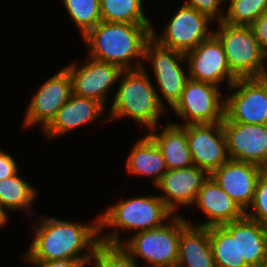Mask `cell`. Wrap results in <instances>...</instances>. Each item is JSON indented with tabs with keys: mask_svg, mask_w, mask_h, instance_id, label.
Masks as SVG:
<instances>
[{
	"mask_svg": "<svg viewBox=\"0 0 267 267\" xmlns=\"http://www.w3.org/2000/svg\"><path fill=\"white\" fill-rule=\"evenodd\" d=\"M227 151L231 160L259 165L267 170V126L223 119Z\"/></svg>",
	"mask_w": 267,
	"mask_h": 267,
	"instance_id": "9a60e30c",
	"label": "cell"
},
{
	"mask_svg": "<svg viewBox=\"0 0 267 267\" xmlns=\"http://www.w3.org/2000/svg\"><path fill=\"white\" fill-rule=\"evenodd\" d=\"M213 34L221 42L230 71L237 78L267 76V56L257 42L251 26H233L218 22Z\"/></svg>",
	"mask_w": 267,
	"mask_h": 267,
	"instance_id": "8992f818",
	"label": "cell"
},
{
	"mask_svg": "<svg viewBox=\"0 0 267 267\" xmlns=\"http://www.w3.org/2000/svg\"><path fill=\"white\" fill-rule=\"evenodd\" d=\"M209 236L216 267H250L239 263L238 220L209 227Z\"/></svg>",
	"mask_w": 267,
	"mask_h": 267,
	"instance_id": "cb8c5ba5",
	"label": "cell"
},
{
	"mask_svg": "<svg viewBox=\"0 0 267 267\" xmlns=\"http://www.w3.org/2000/svg\"><path fill=\"white\" fill-rule=\"evenodd\" d=\"M245 216L267 226V170L259 177L253 201Z\"/></svg>",
	"mask_w": 267,
	"mask_h": 267,
	"instance_id": "f546056e",
	"label": "cell"
},
{
	"mask_svg": "<svg viewBox=\"0 0 267 267\" xmlns=\"http://www.w3.org/2000/svg\"><path fill=\"white\" fill-rule=\"evenodd\" d=\"M185 55L192 80L219 86L226 79L229 88L238 79L230 71L224 48L214 34Z\"/></svg>",
	"mask_w": 267,
	"mask_h": 267,
	"instance_id": "5bb4252c",
	"label": "cell"
},
{
	"mask_svg": "<svg viewBox=\"0 0 267 267\" xmlns=\"http://www.w3.org/2000/svg\"><path fill=\"white\" fill-rule=\"evenodd\" d=\"M225 0H185L184 5L195 8L198 12L206 14L213 21L223 20L224 11L220 9Z\"/></svg>",
	"mask_w": 267,
	"mask_h": 267,
	"instance_id": "4dcf8cb0",
	"label": "cell"
},
{
	"mask_svg": "<svg viewBox=\"0 0 267 267\" xmlns=\"http://www.w3.org/2000/svg\"><path fill=\"white\" fill-rule=\"evenodd\" d=\"M38 191L22 179L18 173L12 177L0 180V205L8 211H24L33 215L32 206L37 197Z\"/></svg>",
	"mask_w": 267,
	"mask_h": 267,
	"instance_id": "d4e9b609",
	"label": "cell"
},
{
	"mask_svg": "<svg viewBox=\"0 0 267 267\" xmlns=\"http://www.w3.org/2000/svg\"><path fill=\"white\" fill-rule=\"evenodd\" d=\"M264 171L259 165L229 159L210 176L246 211L253 201L257 182Z\"/></svg>",
	"mask_w": 267,
	"mask_h": 267,
	"instance_id": "e0dca14e",
	"label": "cell"
},
{
	"mask_svg": "<svg viewBox=\"0 0 267 267\" xmlns=\"http://www.w3.org/2000/svg\"><path fill=\"white\" fill-rule=\"evenodd\" d=\"M17 165L14 157L0 148V180L19 173V167Z\"/></svg>",
	"mask_w": 267,
	"mask_h": 267,
	"instance_id": "1f68e13d",
	"label": "cell"
},
{
	"mask_svg": "<svg viewBox=\"0 0 267 267\" xmlns=\"http://www.w3.org/2000/svg\"><path fill=\"white\" fill-rule=\"evenodd\" d=\"M206 222L194 224L199 227L223 226L245 216V211L209 176L199 190L194 202Z\"/></svg>",
	"mask_w": 267,
	"mask_h": 267,
	"instance_id": "d6986e66",
	"label": "cell"
},
{
	"mask_svg": "<svg viewBox=\"0 0 267 267\" xmlns=\"http://www.w3.org/2000/svg\"><path fill=\"white\" fill-rule=\"evenodd\" d=\"M126 170L134 176L152 177L153 185L167 171L162 152L147 133L134 144L127 158Z\"/></svg>",
	"mask_w": 267,
	"mask_h": 267,
	"instance_id": "7402d4cb",
	"label": "cell"
},
{
	"mask_svg": "<svg viewBox=\"0 0 267 267\" xmlns=\"http://www.w3.org/2000/svg\"><path fill=\"white\" fill-rule=\"evenodd\" d=\"M180 126L186 131L193 165L209 176L230 159L222 123Z\"/></svg>",
	"mask_w": 267,
	"mask_h": 267,
	"instance_id": "8fae6325",
	"label": "cell"
},
{
	"mask_svg": "<svg viewBox=\"0 0 267 267\" xmlns=\"http://www.w3.org/2000/svg\"><path fill=\"white\" fill-rule=\"evenodd\" d=\"M174 214L167 208L163 200L158 196H136L116 202L99 215L100 243L112 246H120L123 239L120 230L146 231L162 226ZM113 228L114 232H106L104 229Z\"/></svg>",
	"mask_w": 267,
	"mask_h": 267,
	"instance_id": "277c9868",
	"label": "cell"
},
{
	"mask_svg": "<svg viewBox=\"0 0 267 267\" xmlns=\"http://www.w3.org/2000/svg\"><path fill=\"white\" fill-rule=\"evenodd\" d=\"M82 37L102 21L100 0H62Z\"/></svg>",
	"mask_w": 267,
	"mask_h": 267,
	"instance_id": "83f0119b",
	"label": "cell"
},
{
	"mask_svg": "<svg viewBox=\"0 0 267 267\" xmlns=\"http://www.w3.org/2000/svg\"><path fill=\"white\" fill-rule=\"evenodd\" d=\"M37 223H32L34 238L22 257L25 261L93 259L100 244L99 215L90 224L46 215Z\"/></svg>",
	"mask_w": 267,
	"mask_h": 267,
	"instance_id": "6da1fadb",
	"label": "cell"
},
{
	"mask_svg": "<svg viewBox=\"0 0 267 267\" xmlns=\"http://www.w3.org/2000/svg\"><path fill=\"white\" fill-rule=\"evenodd\" d=\"M159 132L157 126L148 130L147 134L162 152L167 170H175L193 165L189 151L186 131L180 126L167 122ZM158 132V133H156Z\"/></svg>",
	"mask_w": 267,
	"mask_h": 267,
	"instance_id": "44dd1931",
	"label": "cell"
},
{
	"mask_svg": "<svg viewBox=\"0 0 267 267\" xmlns=\"http://www.w3.org/2000/svg\"><path fill=\"white\" fill-rule=\"evenodd\" d=\"M265 125L267 126V114H266V118H265Z\"/></svg>",
	"mask_w": 267,
	"mask_h": 267,
	"instance_id": "8d00e7d4",
	"label": "cell"
},
{
	"mask_svg": "<svg viewBox=\"0 0 267 267\" xmlns=\"http://www.w3.org/2000/svg\"><path fill=\"white\" fill-rule=\"evenodd\" d=\"M118 89L111 102L108 121L131 118L148 130L159 127V119L166 109L159 103L155 85L144 68L123 70Z\"/></svg>",
	"mask_w": 267,
	"mask_h": 267,
	"instance_id": "3957f363",
	"label": "cell"
},
{
	"mask_svg": "<svg viewBox=\"0 0 267 267\" xmlns=\"http://www.w3.org/2000/svg\"><path fill=\"white\" fill-rule=\"evenodd\" d=\"M183 124L222 123L225 118V97L219 86L189 79L180 100L172 108Z\"/></svg>",
	"mask_w": 267,
	"mask_h": 267,
	"instance_id": "ba28073f",
	"label": "cell"
},
{
	"mask_svg": "<svg viewBox=\"0 0 267 267\" xmlns=\"http://www.w3.org/2000/svg\"><path fill=\"white\" fill-rule=\"evenodd\" d=\"M258 267H267V260L262 262Z\"/></svg>",
	"mask_w": 267,
	"mask_h": 267,
	"instance_id": "d590c367",
	"label": "cell"
},
{
	"mask_svg": "<svg viewBox=\"0 0 267 267\" xmlns=\"http://www.w3.org/2000/svg\"><path fill=\"white\" fill-rule=\"evenodd\" d=\"M251 27L256 35L257 42L267 56V12H264L258 19H256Z\"/></svg>",
	"mask_w": 267,
	"mask_h": 267,
	"instance_id": "d6a6232c",
	"label": "cell"
},
{
	"mask_svg": "<svg viewBox=\"0 0 267 267\" xmlns=\"http://www.w3.org/2000/svg\"><path fill=\"white\" fill-rule=\"evenodd\" d=\"M93 267H139L136 262L121 246H112L100 243L90 261Z\"/></svg>",
	"mask_w": 267,
	"mask_h": 267,
	"instance_id": "f1b7e54d",
	"label": "cell"
},
{
	"mask_svg": "<svg viewBox=\"0 0 267 267\" xmlns=\"http://www.w3.org/2000/svg\"><path fill=\"white\" fill-rule=\"evenodd\" d=\"M143 0H100L102 21L152 24L144 12Z\"/></svg>",
	"mask_w": 267,
	"mask_h": 267,
	"instance_id": "484cf974",
	"label": "cell"
},
{
	"mask_svg": "<svg viewBox=\"0 0 267 267\" xmlns=\"http://www.w3.org/2000/svg\"><path fill=\"white\" fill-rule=\"evenodd\" d=\"M162 226L134 233L120 245L136 262L143 258L146 267H176L180 232L189 224L180 214Z\"/></svg>",
	"mask_w": 267,
	"mask_h": 267,
	"instance_id": "5b68a950",
	"label": "cell"
},
{
	"mask_svg": "<svg viewBox=\"0 0 267 267\" xmlns=\"http://www.w3.org/2000/svg\"><path fill=\"white\" fill-rule=\"evenodd\" d=\"M9 212H7L1 205H0V229L2 227H4V225L8 222L9 220V215L7 214Z\"/></svg>",
	"mask_w": 267,
	"mask_h": 267,
	"instance_id": "e575fe53",
	"label": "cell"
},
{
	"mask_svg": "<svg viewBox=\"0 0 267 267\" xmlns=\"http://www.w3.org/2000/svg\"><path fill=\"white\" fill-rule=\"evenodd\" d=\"M86 58L79 68L75 62L65 66L71 77L72 94L95 99L107 108L110 88L118 81L123 70L114 64Z\"/></svg>",
	"mask_w": 267,
	"mask_h": 267,
	"instance_id": "4fadbf2b",
	"label": "cell"
},
{
	"mask_svg": "<svg viewBox=\"0 0 267 267\" xmlns=\"http://www.w3.org/2000/svg\"><path fill=\"white\" fill-rule=\"evenodd\" d=\"M227 91L229 94L225 96V118L228 121L254 125L265 124L267 76L238 78Z\"/></svg>",
	"mask_w": 267,
	"mask_h": 267,
	"instance_id": "30bf717a",
	"label": "cell"
},
{
	"mask_svg": "<svg viewBox=\"0 0 267 267\" xmlns=\"http://www.w3.org/2000/svg\"><path fill=\"white\" fill-rule=\"evenodd\" d=\"M189 223L181 232L176 267H216L209 228Z\"/></svg>",
	"mask_w": 267,
	"mask_h": 267,
	"instance_id": "ffe728a7",
	"label": "cell"
},
{
	"mask_svg": "<svg viewBox=\"0 0 267 267\" xmlns=\"http://www.w3.org/2000/svg\"><path fill=\"white\" fill-rule=\"evenodd\" d=\"M92 259H70L56 261H26L35 267H86Z\"/></svg>",
	"mask_w": 267,
	"mask_h": 267,
	"instance_id": "836d02e7",
	"label": "cell"
},
{
	"mask_svg": "<svg viewBox=\"0 0 267 267\" xmlns=\"http://www.w3.org/2000/svg\"><path fill=\"white\" fill-rule=\"evenodd\" d=\"M152 27L153 24L101 21L82 38L90 50L88 57L117 65L122 70L139 69L144 65V49Z\"/></svg>",
	"mask_w": 267,
	"mask_h": 267,
	"instance_id": "7a4b0ae2",
	"label": "cell"
},
{
	"mask_svg": "<svg viewBox=\"0 0 267 267\" xmlns=\"http://www.w3.org/2000/svg\"><path fill=\"white\" fill-rule=\"evenodd\" d=\"M105 110H107L106 107L95 99L72 94L42 134L47 140L61 137L83 125L94 123L104 116L105 112L107 113Z\"/></svg>",
	"mask_w": 267,
	"mask_h": 267,
	"instance_id": "ac0fdd59",
	"label": "cell"
},
{
	"mask_svg": "<svg viewBox=\"0 0 267 267\" xmlns=\"http://www.w3.org/2000/svg\"><path fill=\"white\" fill-rule=\"evenodd\" d=\"M211 22L213 20L206 14L183 4L163 26L162 34L157 35L152 27L151 37L162 46L186 54L213 34Z\"/></svg>",
	"mask_w": 267,
	"mask_h": 267,
	"instance_id": "9c48e42d",
	"label": "cell"
},
{
	"mask_svg": "<svg viewBox=\"0 0 267 267\" xmlns=\"http://www.w3.org/2000/svg\"><path fill=\"white\" fill-rule=\"evenodd\" d=\"M239 263L258 267L267 260V226L246 216L238 220Z\"/></svg>",
	"mask_w": 267,
	"mask_h": 267,
	"instance_id": "603a6c76",
	"label": "cell"
},
{
	"mask_svg": "<svg viewBox=\"0 0 267 267\" xmlns=\"http://www.w3.org/2000/svg\"><path fill=\"white\" fill-rule=\"evenodd\" d=\"M71 95L72 81L68 70L64 67L47 79L32 97L26 108L23 127L40 125L43 131Z\"/></svg>",
	"mask_w": 267,
	"mask_h": 267,
	"instance_id": "7c38bea8",
	"label": "cell"
},
{
	"mask_svg": "<svg viewBox=\"0 0 267 267\" xmlns=\"http://www.w3.org/2000/svg\"><path fill=\"white\" fill-rule=\"evenodd\" d=\"M209 175L195 165L167 170L154 187L161 190L158 196L167 208L177 215L180 206H194V202L204 181Z\"/></svg>",
	"mask_w": 267,
	"mask_h": 267,
	"instance_id": "2e32d148",
	"label": "cell"
},
{
	"mask_svg": "<svg viewBox=\"0 0 267 267\" xmlns=\"http://www.w3.org/2000/svg\"><path fill=\"white\" fill-rule=\"evenodd\" d=\"M144 60L153 66V73L158 83V88L155 87V90L159 103L169 111L164 101L166 100L172 109L180 100L185 85L190 79L189 74H186L189 72H186L181 65L186 63V55L162 46L151 37L145 45ZM158 92H161L162 96Z\"/></svg>",
	"mask_w": 267,
	"mask_h": 267,
	"instance_id": "52a82bcc",
	"label": "cell"
},
{
	"mask_svg": "<svg viewBox=\"0 0 267 267\" xmlns=\"http://www.w3.org/2000/svg\"><path fill=\"white\" fill-rule=\"evenodd\" d=\"M228 9L223 22L233 26H251L264 12H267V0H225Z\"/></svg>",
	"mask_w": 267,
	"mask_h": 267,
	"instance_id": "4316f807",
	"label": "cell"
}]
</instances>
